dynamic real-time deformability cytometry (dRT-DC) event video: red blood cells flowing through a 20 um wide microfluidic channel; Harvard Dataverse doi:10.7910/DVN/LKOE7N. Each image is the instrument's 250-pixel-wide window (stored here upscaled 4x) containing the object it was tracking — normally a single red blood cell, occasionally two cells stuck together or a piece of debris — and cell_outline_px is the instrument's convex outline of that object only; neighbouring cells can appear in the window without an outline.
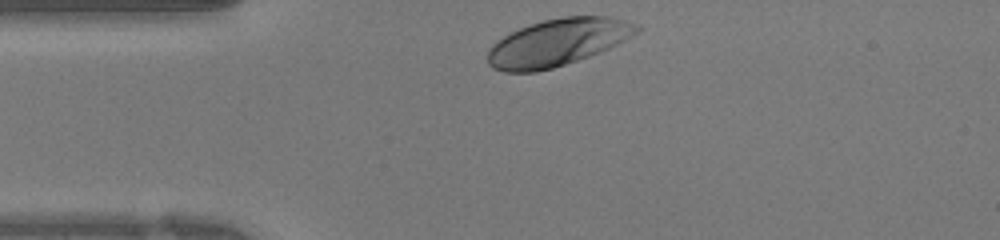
{"species": "human", "species_latin": "Homo sapiens", "temperature_condition": "warm", "stored_images_in_passage": 25, "camera_frame_rate_fps": 3000, "um_per_image_px": 0.085, "donor": {"sex": "female"}, "frame": {"image": 1, "passage_image": 1, "time_ms": 0.0, "image_size_px": [1000, 240], "cell_outline_px": [[640, 32], [608, 48], [588, 56], [552, 68], [536, 72], [504, 72], [492, 68], [488, 64], [488, 48], [496, 40], [520, 28], [544, 20], [564, 16], [608, 16], [636, 24], [640, 28]], "centroid_in_image_um": [47.36, 3.61], "position_along_channel_um": 37.6, "area_um2": 40.52}}
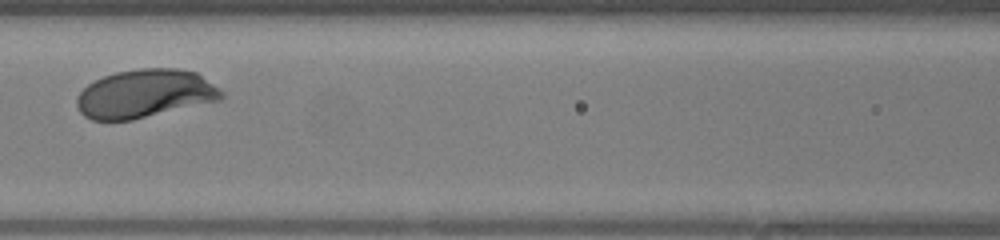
{"frame": {"image": 2, "passage_image": 10, "time_ms": 3.0, "image_size_px": [1000, 240], "cell_outline_px": [[224, 96], [220, 100], [132, 120], [92, 120], [84, 116], [80, 112], [76, 104], [76, 96], [88, 84], [104, 76], [116, 72], [140, 68], [176, 68], [196, 72], [220, 88], [224, 92]], "centroid_in_image_um": [12.32, 7.96], "position_along_channel_um": 154.3, "area_um2": 40.81}}
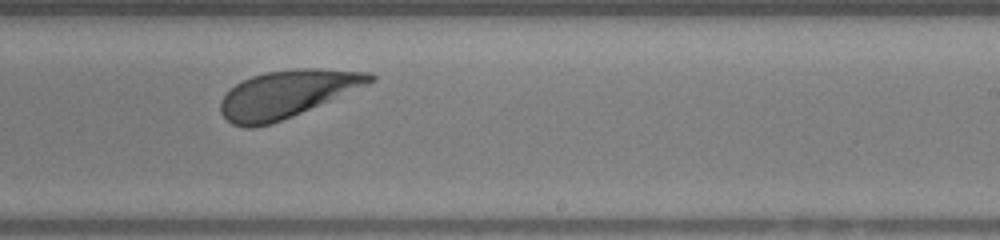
{"frame": {"image": 3, "passage_image": 17, "time_ms": 5.333, "image_size_px": [1000, 240], "cell_outline_px": [[376, 80], [368, 84], [292, 116], [272, 124], [252, 128], [244, 128], [232, 124], [220, 112], [220, 100], [236, 84], [252, 76], [264, 72], [296, 68], [320, 68], [372, 72], [376, 76]], "centroid_in_image_um": [24.4, 7.98], "position_along_channel_um": 264.6, "area_um2": 41.04}}